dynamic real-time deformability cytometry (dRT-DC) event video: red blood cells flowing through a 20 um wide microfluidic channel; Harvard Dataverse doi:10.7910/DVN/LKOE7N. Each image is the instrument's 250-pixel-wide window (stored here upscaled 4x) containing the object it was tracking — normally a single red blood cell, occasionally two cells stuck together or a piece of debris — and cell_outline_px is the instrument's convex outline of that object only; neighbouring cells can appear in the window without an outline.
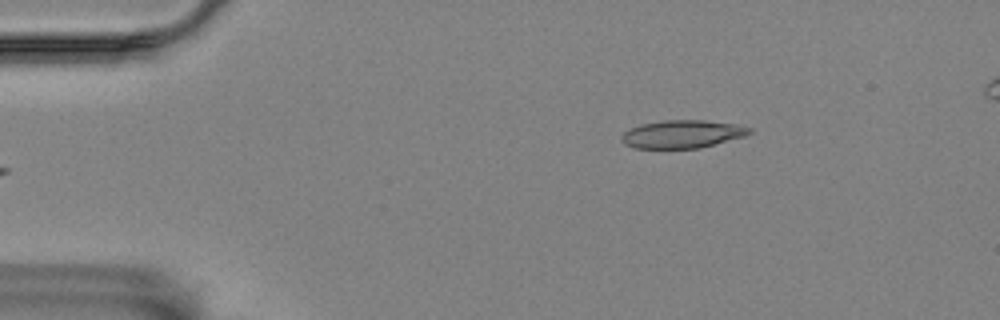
{"species": "Egyptian fruit bat (a non-hibernating species)", "species_latin": "Rousettus aegyptiacus", "temperature_condition": "room temperature", "stored_images_in_passage": 9, "camera_frame_rate_fps": 3000, "um_per_image_px": 0.085, "animal": {"sex": "female"}, "frame": {"image": 1, "passage_image": 2, "time_ms": 0.333, "image_size_px": [1000, 320], "cell_outline_px": [[752, 132], [744, 136], [700, 148], [632, 148], [624, 144], [620, 140], [620, 136], [624, 132], [640, 124], [664, 120], [704, 120], [736, 124], [752, 128]], "centroid_in_image_um": [57.97, 11.4], "position_along_channel_um": 27.0, "area_um2": 20.87}}